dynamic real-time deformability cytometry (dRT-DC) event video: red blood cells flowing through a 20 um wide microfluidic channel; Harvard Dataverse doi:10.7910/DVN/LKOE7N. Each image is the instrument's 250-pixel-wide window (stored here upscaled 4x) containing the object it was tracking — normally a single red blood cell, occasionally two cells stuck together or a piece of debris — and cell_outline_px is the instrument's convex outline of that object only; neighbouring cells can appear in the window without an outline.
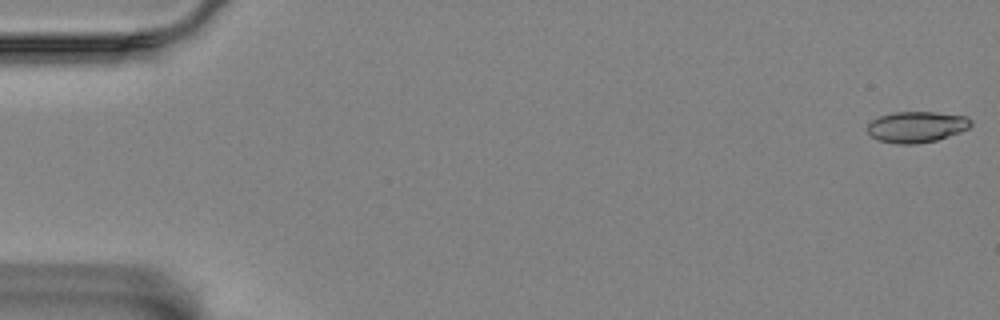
{"species": "Egyptian fruit bat (a non-hibernating species)", "species_latin": "Rousettus aegyptiacus", "temperature_condition": "room temperature", "stored_images_in_passage": 8, "camera_frame_rate_fps": 3000, "um_per_image_px": 0.085, "animal": {"sex": "female"}, "frame": {"image": 1, "passage_image": 1, "time_ms": 0.0, "image_size_px": [1000, 320], "cell_outline_px": [[972, 124], [968, 128], [960, 132], [936, 140], [916, 144], [900, 144], [876, 140], [868, 132], [868, 124], [872, 120], [880, 116], [892, 112], [936, 112], [964, 116], [972, 120]], "centroid_in_image_um": [77.9, 10.78], "position_along_channel_um": 7.1, "area_um2": 18.67}}